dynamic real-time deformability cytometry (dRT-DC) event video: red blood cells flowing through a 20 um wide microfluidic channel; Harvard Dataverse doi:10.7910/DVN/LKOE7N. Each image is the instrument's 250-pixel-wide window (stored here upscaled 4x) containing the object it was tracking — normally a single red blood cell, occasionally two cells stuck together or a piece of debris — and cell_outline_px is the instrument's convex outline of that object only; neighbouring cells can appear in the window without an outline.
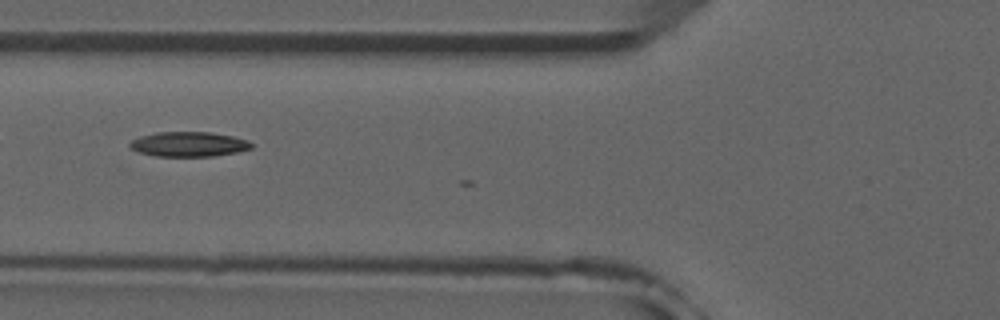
{"species": "common noctule bat (a hibernating species)", "species_latin": "Nyctalus noctula", "temperature_condition": "room temperature", "stored_images_in_passage": 7, "camera_frame_rate_fps": 3000, "um_per_image_px": 0.085, "animal": {"sex": "male", "forearm_length_mm": 52.5}, "frame": {"image": 1, "passage_image": 6, "time_ms": 6.0, "image_size_px": [1000, 320], "cell_outline_px": [[252, 148], [236, 152], [212, 156], [156, 156], [140, 152], [132, 148], [128, 144], [132, 140], [140, 136], [156, 132], [212, 132], [232, 136], [248, 140], [252, 144]], "centroid_in_image_um": [16.05, 12.25], "position_along_channel_um": 109.8, "area_um2": 17.46}}